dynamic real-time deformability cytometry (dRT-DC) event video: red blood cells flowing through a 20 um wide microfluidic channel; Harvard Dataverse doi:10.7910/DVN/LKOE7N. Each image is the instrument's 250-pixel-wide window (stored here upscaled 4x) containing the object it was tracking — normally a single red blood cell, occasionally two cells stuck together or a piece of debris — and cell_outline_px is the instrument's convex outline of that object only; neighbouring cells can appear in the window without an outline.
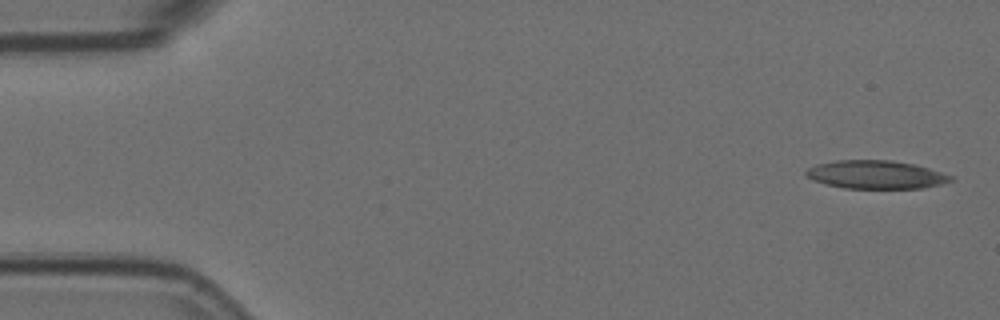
{"species": "Egyptian fruit bat (a non-hibernating species)", "species_latin": "Rousettus aegyptiacus", "temperature_condition": "room temperature", "stored_images_in_passage": 5, "camera_frame_rate_fps": 3000, "um_per_image_px": 0.085, "animal": {"sex": "female"}, "frame": {"image": 1, "passage_image": 1, "time_ms": 0.0, "image_size_px": [1000, 320], "cell_outline_px": [[952, 180], [940, 184], [924, 188], [844, 188], [812, 180], [804, 176], [804, 172], [808, 168], [816, 164], [836, 160], [892, 160], [912, 164], [928, 168], [952, 176]], "centroid_in_image_um": [74.39, 14.84], "position_along_channel_um": 10.6, "area_um2": 23.7}}
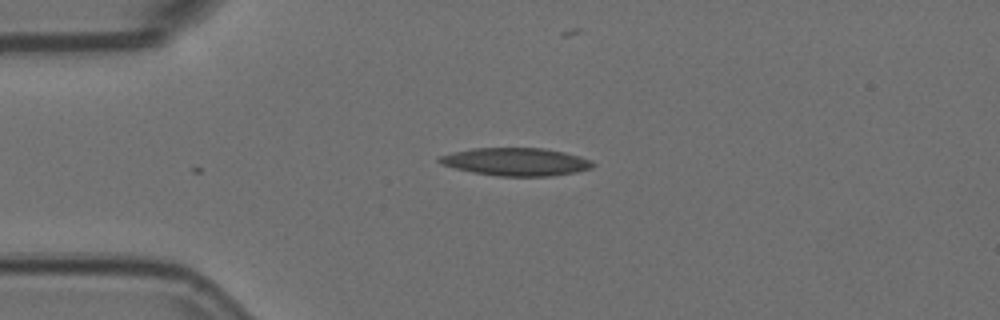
{"frame": {"image": 2, "passage_image": 4, "time_ms": 1.0, "image_size_px": [1000, 320], "cell_outline_px": [[596, 164], [592, 168], [576, 172], [552, 176], [496, 176], [472, 172], [456, 168], [444, 164], [436, 160], [440, 156], [452, 152], [472, 148], [544, 148], [564, 152], [580, 156], [592, 160]], "centroid_in_image_um": [43.9, 13.75], "position_along_channel_um": 41.1, "area_um2": 24.97}}